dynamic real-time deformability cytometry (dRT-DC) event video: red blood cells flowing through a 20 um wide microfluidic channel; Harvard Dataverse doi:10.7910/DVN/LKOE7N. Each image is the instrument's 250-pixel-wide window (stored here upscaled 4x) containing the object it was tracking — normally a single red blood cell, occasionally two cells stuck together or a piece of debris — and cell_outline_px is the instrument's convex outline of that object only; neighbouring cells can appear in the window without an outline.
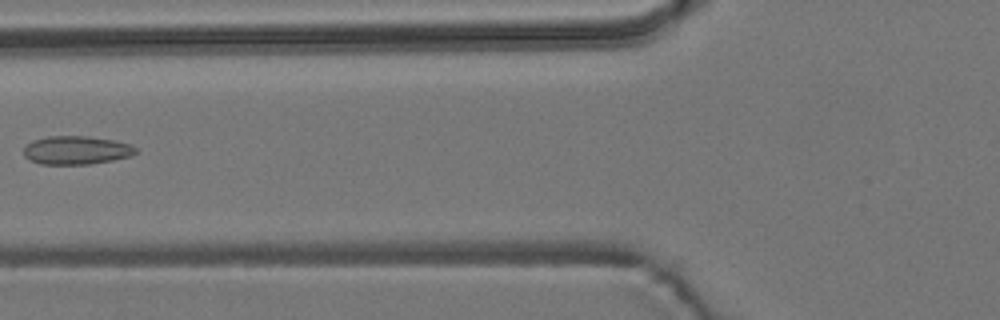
{"species": "common noctule bat (a hibernating species)", "species_latin": "Nyctalus noctula", "temperature_condition": "room temperature", "stored_images_in_passage": 8, "camera_frame_rate_fps": 3000, "um_per_image_px": 0.085, "animal": {"sex": "male", "body_mass_g": 19.2, "forearm_length_mm": 51.8}, "frame": {"image": 1, "passage_image": 6, "time_ms": 6.0, "image_size_px": [1000, 320], "cell_outline_px": [[136, 152], [132, 156], [112, 160], [88, 164], [40, 164], [28, 160], [24, 156], [24, 148], [32, 140], [48, 136], [88, 136], [112, 140], [132, 144], [136, 148]], "centroid_in_image_um": [6.48, 12.77], "position_along_channel_um": 119.3, "area_um2": 18.61}}
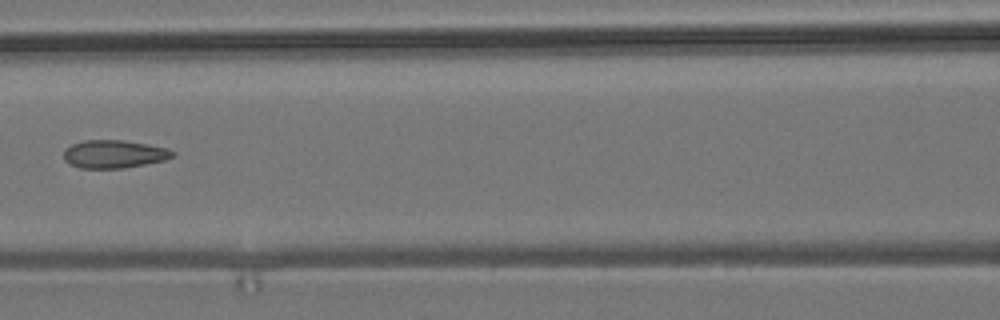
{"frame": {"image": 2, "passage_image": 7, "time_ms": 7.0, "image_size_px": [1000, 320], "cell_outline_px": [[176, 152], [172, 156], [164, 160], [124, 168], [80, 168], [64, 160], [64, 148], [72, 144], [84, 140], [124, 140], [148, 144], [168, 148]], "centroid_in_image_um": [9.69, 13.08], "position_along_channel_um": 156.9, "area_um2": 17.74}}
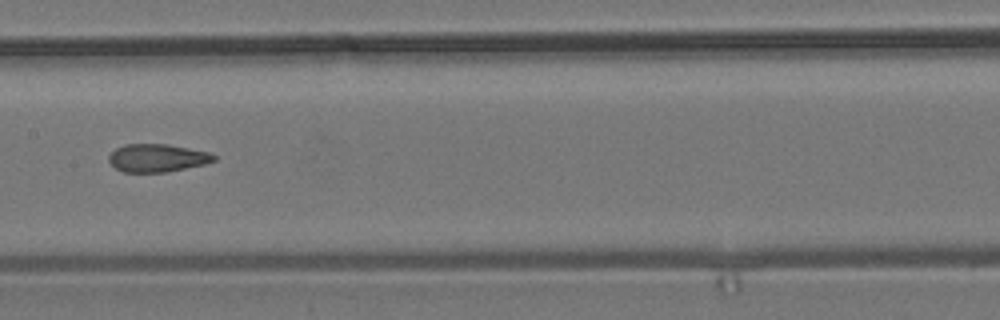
{"frame": {"image": 3, "passage_image": 8, "time_ms": 8.0, "image_size_px": [1000, 320], "cell_outline_px": [[216, 160], [204, 164], [168, 172], [124, 172], [116, 168], [108, 160], [108, 156], [116, 148], [124, 144], [168, 144], [212, 152], [216, 156]], "centroid_in_image_um": [13.39, 13.42], "position_along_channel_um": 194.0, "area_um2": 17.22}}